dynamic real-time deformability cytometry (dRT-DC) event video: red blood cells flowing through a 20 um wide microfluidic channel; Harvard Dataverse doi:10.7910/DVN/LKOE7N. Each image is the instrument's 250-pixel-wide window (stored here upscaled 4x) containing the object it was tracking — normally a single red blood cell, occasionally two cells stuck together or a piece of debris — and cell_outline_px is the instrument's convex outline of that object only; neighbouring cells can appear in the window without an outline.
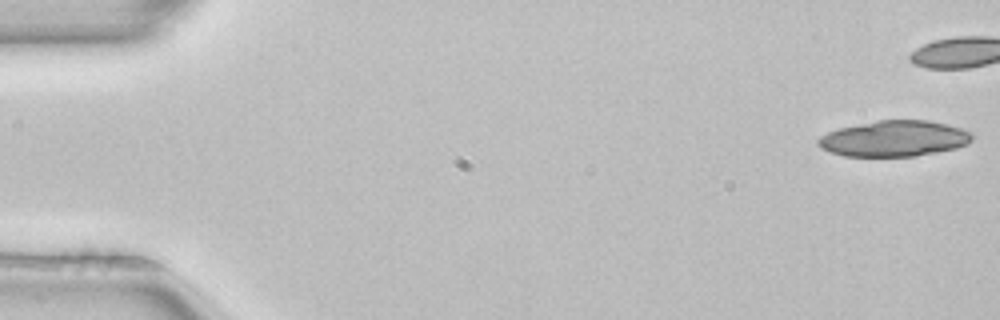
{"species": "common noctule bat (a hibernating species)", "species_latin": "Nyctalus noctula", "temperature_condition": "room temperature", "stored_images_in_passage": 20, "camera_frame_rate_fps": 3000, "um_per_image_px": 0.085, "animal": {"sex": "female", "body_mass_g": 22.7, "forearm_length_mm": 54.2}, "frame": {"image": 1, "passage_image": 1, "time_ms": 0.0, "image_size_px": [1000, 320], "cell_outline_px": [[972, 140], [968, 144], [956, 148], [916, 156], [844, 156], [820, 148], [816, 144], [816, 140], [820, 136], [828, 132], [840, 128], [876, 120], [928, 120], [948, 124], [972, 132]], "centroid_in_image_um": [76.01, 11.77], "position_along_channel_um": 9.0, "area_um2": 32.25}}